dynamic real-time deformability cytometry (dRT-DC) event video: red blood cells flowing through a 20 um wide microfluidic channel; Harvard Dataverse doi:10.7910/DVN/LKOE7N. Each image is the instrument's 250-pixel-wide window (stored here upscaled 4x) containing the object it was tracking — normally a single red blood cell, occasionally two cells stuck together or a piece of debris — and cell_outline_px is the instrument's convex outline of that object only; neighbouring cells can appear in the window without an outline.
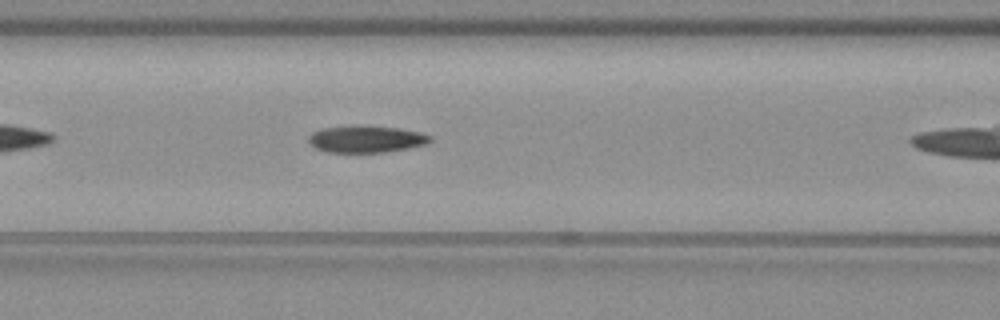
{"species": "common noctule bat (a hibernating species)", "species_latin": "Nyctalus noctula", "temperature_condition": "warm", "stored_images_in_passage": 21, "camera_frame_rate_fps": 3000, "um_per_image_px": 0.085, "animal": {"sex": "female", "body_mass_g": 19.3, "forearm_length_mm": 54.1}, "frame": {"image": 1, "passage_image": 10, "time_ms": 3.0, "image_size_px": [1000, 320], "cell_outline_px": [[432, 140], [424, 144], [408, 148], [384, 152], [328, 152], [316, 148], [308, 140], [308, 136], [312, 132], [320, 128], [396, 128], [420, 132], [432, 136]], "centroid_in_image_um": [31.13, 11.86], "position_along_channel_um": 135.5, "area_um2": 18.09}}